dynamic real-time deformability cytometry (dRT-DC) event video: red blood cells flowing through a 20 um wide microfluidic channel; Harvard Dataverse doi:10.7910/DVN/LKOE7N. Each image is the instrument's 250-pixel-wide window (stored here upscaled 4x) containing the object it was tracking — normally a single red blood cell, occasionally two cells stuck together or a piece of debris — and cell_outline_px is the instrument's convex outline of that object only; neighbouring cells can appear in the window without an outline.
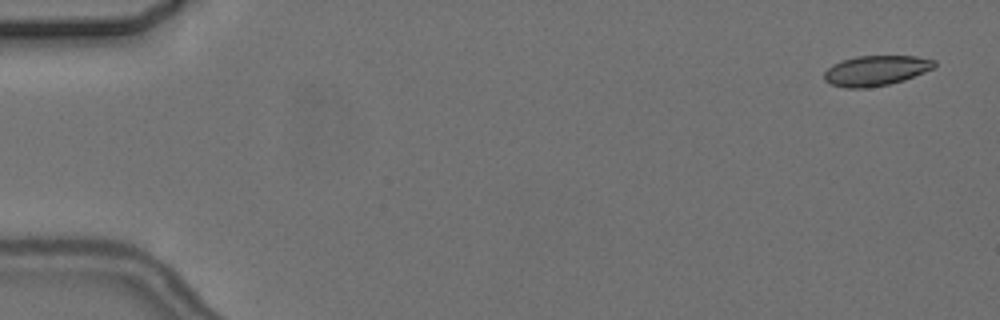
{"species": "common noctule bat (a hibernating species)", "species_latin": "Nyctalus noctula", "temperature_condition": "cold", "stored_images_in_passage": 6, "camera_frame_rate_fps": 3000, "um_per_image_px": 0.085, "animal": {"sex": "female", "body_mass_g": 24.6, "forearm_length_mm": 56.2}, "frame": {"image": 1, "passage_image": 1, "time_ms": 0.0, "image_size_px": [1000, 320], "cell_outline_px": [[936, 64], [932, 68], [924, 72], [904, 80], [888, 84], [864, 88], [844, 88], [832, 84], [824, 80], [824, 72], [832, 64], [856, 56], [916, 56], [936, 60]], "centroid_in_image_um": [74.44, 6.0], "position_along_channel_um": 10.6, "area_um2": 19.25}}
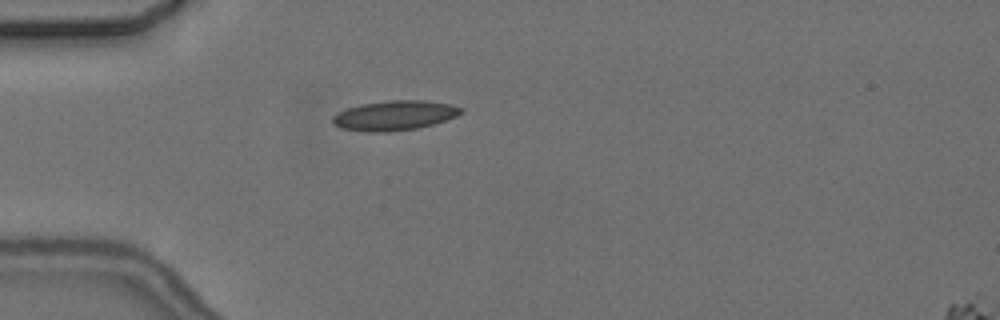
{"frame": {"image": 2, "passage_image": 4, "time_ms": 4.667, "image_size_px": [1000, 320], "cell_outline_px": [[464, 112], [456, 116], [432, 124], [416, 128], [388, 132], [368, 132], [340, 128], [332, 124], [332, 116], [348, 108], [360, 104], [388, 100], [424, 100], [452, 104], [464, 108]], "centroid_in_image_um": [33.54, 9.81], "position_along_channel_um": 51.5, "area_um2": 22.31}}
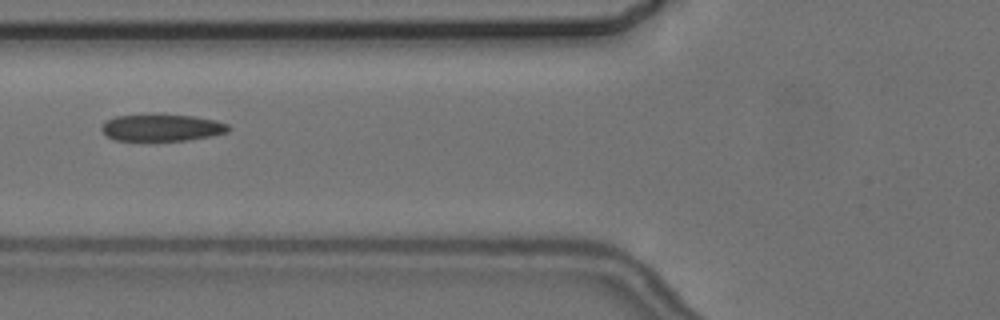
{"frame": {"image": 3, "passage_image": 6, "time_ms": 6.667, "image_size_px": [1000, 320], "cell_outline_px": [[232, 128], [228, 132], [212, 136], [188, 140], [116, 140], [108, 136], [100, 128], [108, 120], [116, 116], [192, 116], [216, 120], [228, 124]], "centroid_in_image_um": [13.84, 10.87], "position_along_channel_um": 112.0, "area_um2": 19.25}}